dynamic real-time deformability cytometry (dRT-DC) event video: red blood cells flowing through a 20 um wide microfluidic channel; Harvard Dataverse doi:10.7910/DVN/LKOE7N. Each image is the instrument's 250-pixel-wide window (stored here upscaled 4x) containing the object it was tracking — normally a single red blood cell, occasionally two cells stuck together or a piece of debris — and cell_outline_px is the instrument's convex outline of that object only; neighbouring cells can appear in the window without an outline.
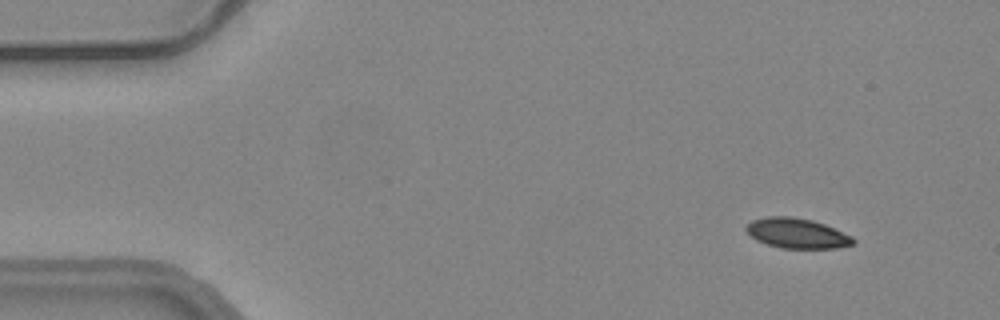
{"species": "common noctule bat (a hibernating species)", "species_latin": "Nyctalus noctula", "temperature_condition": "warm", "stored_images_in_passage": 56, "camera_frame_rate_fps": 3000, "um_per_image_px": 0.085, "animal": {"sex": "female", "body_mass_g": 24.6, "forearm_length_mm": 56.2}, "frame": {"image": 1, "passage_image": 6, "time_ms": 1.667, "image_size_px": [1000, 320], "cell_outline_px": [[856, 240], [852, 244], [836, 248], [780, 248], [756, 240], [744, 228], [752, 220], [768, 216], [792, 216], [812, 220], [824, 224], [852, 236]], "centroid_in_image_um": [67.73, 19.82], "position_along_channel_um": 17.3, "area_um2": 18.61}}
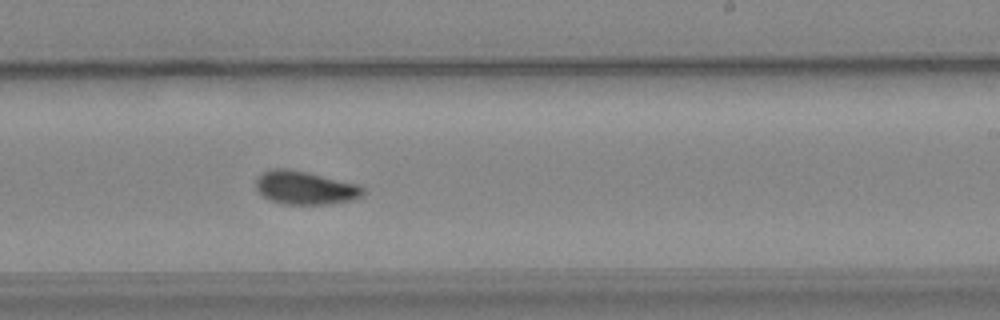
{"frame": {"image": 2, "passage_image": 34, "time_ms": 11.0, "image_size_px": [1000, 320], "cell_outline_px": [[368, 192], [352, 200], [328, 204], [284, 204], [272, 200], [264, 196], [256, 188], [256, 176], [272, 168], [284, 168], [304, 172], [360, 184]], "centroid_in_image_um": [25.97, 15.96], "position_along_channel_um": 263.0, "area_um2": 20.69}}
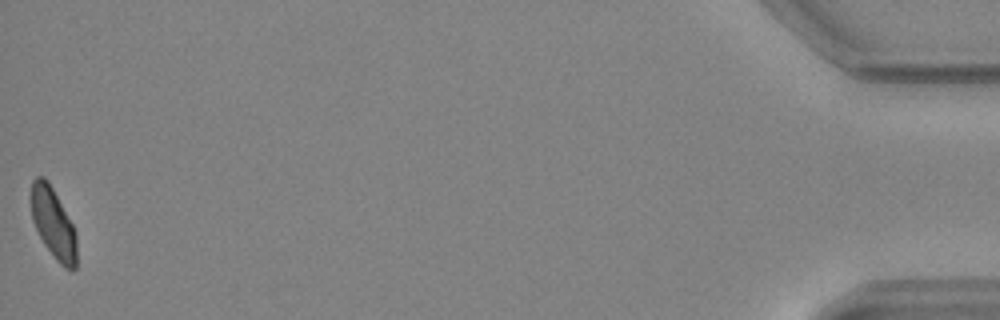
{"frame": {"image": 3, "passage_image": 56, "time_ms": 18.333, "image_size_px": [1000, 320], "cell_outline_px": [[76, 268], [72, 272], [64, 268], [56, 260], [44, 244], [32, 220], [28, 196], [32, 180], [36, 176], [44, 176], [48, 180], [72, 224], [76, 232]], "centroid_in_image_um": [4.49, 18.95], "position_along_channel_um": 430.7, "area_um2": 19.13}, "authors_computed_cell_mechanics": {"area_um2": 19.8832, "velocity_mm_per_s": 3.7027, "shape_relaxation_time_tau1_ms": 8.7627, "shape_relaxation_time_tau2_ms": 5.0811, "deformation_change_tau1": 0.1645, "deformation_change_tau2": 0.0692}}